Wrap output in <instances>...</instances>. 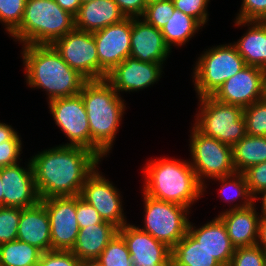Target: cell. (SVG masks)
<instances>
[{
  "label": "cell",
  "instance_id": "cell-1",
  "mask_svg": "<svg viewBox=\"0 0 266 266\" xmlns=\"http://www.w3.org/2000/svg\"><path fill=\"white\" fill-rule=\"evenodd\" d=\"M29 159L40 199L79 196L86 178L102 161L89 149L60 144Z\"/></svg>",
  "mask_w": 266,
  "mask_h": 266
},
{
  "label": "cell",
  "instance_id": "cell-2",
  "mask_svg": "<svg viewBox=\"0 0 266 266\" xmlns=\"http://www.w3.org/2000/svg\"><path fill=\"white\" fill-rule=\"evenodd\" d=\"M21 58L27 86L43 89L48 102L80 94L88 81L72 69L51 44L22 46Z\"/></svg>",
  "mask_w": 266,
  "mask_h": 266
},
{
  "label": "cell",
  "instance_id": "cell-3",
  "mask_svg": "<svg viewBox=\"0 0 266 266\" xmlns=\"http://www.w3.org/2000/svg\"><path fill=\"white\" fill-rule=\"evenodd\" d=\"M90 128V151L107 157L124 116L126 102L106 80H88L80 92Z\"/></svg>",
  "mask_w": 266,
  "mask_h": 266
},
{
  "label": "cell",
  "instance_id": "cell-4",
  "mask_svg": "<svg viewBox=\"0 0 266 266\" xmlns=\"http://www.w3.org/2000/svg\"><path fill=\"white\" fill-rule=\"evenodd\" d=\"M150 159L143 168V193L151 198L191 208L203 195L189 161L175 158Z\"/></svg>",
  "mask_w": 266,
  "mask_h": 266
},
{
  "label": "cell",
  "instance_id": "cell-5",
  "mask_svg": "<svg viewBox=\"0 0 266 266\" xmlns=\"http://www.w3.org/2000/svg\"><path fill=\"white\" fill-rule=\"evenodd\" d=\"M74 29V15L54 0H27L21 24L10 36L22 46L46 45Z\"/></svg>",
  "mask_w": 266,
  "mask_h": 266
},
{
  "label": "cell",
  "instance_id": "cell-6",
  "mask_svg": "<svg viewBox=\"0 0 266 266\" xmlns=\"http://www.w3.org/2000/svg\"><path fill=\"white\" fill-rule=\"evenodd\" d=\"M192 79L197 98L212 96L230 77L246 66L233 43L205 49L194 64Z\"/></svg>",
  "mask_w": 266,
  "mask_h": 266
},
{
  "label": "cell",
  "instance_id": "cell-7",
  "mask_svg": "<svg viewBox=\"0 0 266 266\" xmlns=\"http://www.w3.org/2000/svg\"><path fill=\"white\" fill-rule=\"evenodd\" d=\"M193 125L204 135L234 146L246 135L244 108L217 101L212 96L198 98Z\"/></svg>",
  "mask_w": 266,
  "mask_h": 266
},
{
  "label": "cell",
  "instance_id": "cell-8",
  "mask_svg": "<svg viewBox=\"0 0 266 266\" xmlns=\"http://www.w3.org/2000/svg\"><path fill=\"white\" fill-rule=\"evenodd\" d=\"M190 131L191 161L189 159V162L199 183L203 186L204 196V193L207 192V181L236 172L233 164V148L213 137L202 134L194 125L191 126Z\"/></svg>",
  "mask_w": 266,
  "mask_h": 266
},
{
  "label": "cell",
  "instance_id": "cell-9",
  "mask_svg": "<svg viewBox=\"0 0 266 266\" xmlns=\"http://www.w3.org/2000/svg\"><path fill=\"white\" fill-rule=\"evenodd\" d=\"M142 196L145 214L144 227L140 229L172 249L187 233L191 209L151 198L143 192Z\"/></svg>",
  "mask_w": 266,
  "mask_h": 266
},
{
  "label": "cell",
  "instance_id": "cell-10",
  "mask_svg": "<svg viewBox=\"0 0 266 266\" xmlns=\"http://www.w3.org/2000/svg\"><path fill=\"white\" fill-rule=\"evenodd\" d=\"M47 103L55 124L69 140V143L60 145L90 150L89 121L81 94L56 98Z\"/></svg>",
  "mask_w": 266,
  "mask_h": 266
},
{
  "label": "cell",
  "instance_id": "cell-11",
  "mask_svg": "<svg viewBox=\"0 0 266 266\" xmlns=\"http://www.w3.org/2000/svg\"><path fill=\"white\" fill-rule=\"evenodd\" d=\"M51 45L72 69L87 80H99V59L93 33L74 29Z\"/></svg>",
  "mask_w": 266,
  "mask_h": 266
},
{
  "label": "cell",
  "instance_id": "cell-12",
  "mask_svg": "<svg viewBox=\"0 0 266 266\" xmlns=\"http://www.w3.org/2000/svg\"><path fill=\"white\" fill-rule=\"evenodd\" d=\"M98 168L86 178L79 196L92 205L104 221L121 228L128 223L123 211L122 195Z\"/></svg>",
  "mask_w": 266,
  "mask_h": 266
},
{
  "label": "cell",
  "instance_id": "cell-13",
  "mask_svg": "<svg viewBox=\"0 0 266 266\" xmlns=\"http://www.w3.org/2000/svg\"><path fill=\"white\" fill-rule=\"evenodd\" d=\"M132 17L93 32L99 59V80L106 79L117 65L130 57Z\"/></svg>",
  "mask_w": 266,
  "mask_h": 266
},
{
  "label": "cell",
  "instance_id": "cell-14",
  "mask_svg": "<svg viewBox=\"0 0 266 266\" xmlns=\"http://www.w3.org/2000/svg\"><path fill=\"white\" fill-rule=\"evenodd\" d=\"M265 77L264 69L246 65L227 79L212 97L225 104L248 107L265 98Z\"/></svg>",
  "mask_w": 266,
  "mask_h": 266
},
{
  "label": "cell",
  "instance_id": "cell-15",
  "mask_svg": "<svg viewBox=\"0 0 266 266\" xmlns=\"http://www.w3.org/2000/svg\"><path fill=\"white\" fill-rule=\"evenodd\" d=\"M48 212L52 250L71 251L79 233L76 196L51 197L40 201Z\"/></svg>",
  "mask_w": 266,
  "mask_h": 266
},
{
  "label": "cell",
  "instance_id": "cell-16",
  "mask_svg": "<svg viewBox=\"0 0 266 266\" xmlns=\"http://www.w3.org/2000/svg\"><path fill=\"white\" fill-rule=\"evenodd\" d=\"M3 192V206L28 208L38 204L39 197L31 161L25 167L20 162L0 168Z\"/></svg>",
  "mask_w": 266,
  "mask_h": 266
},
{
  "label": "cell",
  "instance_id": "cell-17",
  "mask_svg": "<svg viewBox=\"0 0 266 266\" xmlns=\"http://www.w3.org/2000/svg\"><path fill=\"white\" fill-rule=\"evenodd\" d=\"M140 227L127 223L118 229L127 244L133 266H171L172 249Z\"/></svg>",
  "mask_w": 266,
  "mask_h": 266
},
{
  "label": "cell",
  "instance_id": "cell-18",
  "mask_svg": "<svg viewBox=\"0 0 266 266\" xmlns=\"http://www.w3.org/2000/svg\"><path fill=\"white\" fill-rule=\"evenodd\" d=\"M163 64L156 62H143L127 57L108 73L106 80L116 92H137L157 83L163 72Z\"/></svg>",
  "mask_w": 266,
  "mask_h": 266
},
{
  "label": "cell",
  "instance_id": "cell-19",
  "mask_svg": "<svg viewBox=\"0 0 266 266\" xmlns=\"http://www.w3.org/2000/svg\"><path fill=\"white\" fill-rule=\"evenodd\" d=\"M130 57L143 62L165 64L172 52L166 45L160 29L148 24L143 18H132Z\"/></svg>",
  "mask_w": 266,
  "mask_h": 266
},
{
  "label": "cell",
  "instance_id": "cell-20",
  "mask_svg": "<svg viewBox=\"0 0 266 266\" xmlns=\"http://www.w3.org/2000/svg\"><path fill=\"white\" fill-rule=\"evenodd\" d=\"M255 203L245 208L225 210L217 215L223 221L235 248L257 245L262 213L257 212Z\"/></svg>",
  "mask_w": 266,
  "mask_h": 266
},
{
  "label": "cell",
  "instance_id": "cell-21",
  "mask_svg": "<svg viewBox=\"0 0 266 266\" xmlns=\"http://www.w3.org/2000/svg\"><path fill=\"white\" fill-rule=\"evenodd\" d=\"M190 222L187 232L213 255L222 266H229L235 247L232 245L223 221L216 216L200 227Z\"/></svg>",
  "mask_w": 266,
  "mask_h": 266
},
{
  "label": "cell",
  "instance_id": "cell-22",
  "mask_svg": "<svg viewBox=\"0 0 266 266\" xmlns=\"http://www.w3.org/2000/svg\"><path fill=\"white\" fill-rule=\"evenodd\" d=\"M17 240L38 248L42 253L52 250L48 212L41 202L21 210Z\"/></svg>",
  "mask_w": 266,
  "mask_h": 266
},
{
  "label": "cell",
  "instance_id": "cell-23",
  "mask_svg": "<svg viewBox=\"0 0 266 266\" xmlns=\"http://www.w3.org/2000/svg\"><path fill=\"white\" fill-rule=\"evenodd\" d=\"M74 17L75 29L90 33L126 18L114 0H92L82 3Z\"/></svg>",
  "mask_w": 266,
  "mask_h": 266
},
{
  "label": "cell",
  "instance_id": "cell-24",
  "mask_svg": "<svg viewBox=\"0 0 266 266\" xmlns=\"http://www.w3.org/2000/svg\"><path fill=\"white\" fill-rule=\"evenodd\" d=\"M236 26H248L243 36L233 44L245 64L266 71V21L234 20Z\"/></svg>",
  "mask_w": 266,
  "mask_h": 266
},
{
  "label": "cell",
  "instance_id": "cell-25",
  "mask_svg": "<svg viewBox=\"0 0 266 266\" xmlns=\"http://www.w3.org/2000/svg\"><path fill=\"white\" fill-rule=\"evenodd\" d=\"M118 229L107 221L80 228L71 252L80 260H96L118 233Z\"/></svg>",
  "mask_w": 266,
  "mask_h": 266
},
{
  "label": "cell",
  "instance_id": "cell-26",
  "mask_svg": "<svg viewBox=\"0 0 266 266\" xmlns=\"http://www.w3.org/2000/svg\"><path fill=\"white\" fill-rule=\"evenodd\" d=\"M171 266H222L188 232L172 248Z\"/></svg>",
  "mask_w": 266,
  "mask_h": 266
},
{
  "label": "cell",
  "instance_id": "cell-27",
  "mask_svg": "<svg viewBox=\"0 0 266 266\" xmlns=\"http://www.w3.org/2000/svg\"><path fill=\"white\" fill-rule=\"evenodd\" d=\"M201 28L203 26L196 19L174 9L166 25L162 27L161 33L166 45L172 50V46L182 47L189 42Z\"/></svg>",
  "mask_w": 266,
  "mask_h": 266
},
{
  "label": "cell",
  "instance_id": "cell-28",
  "mask_svg": "<svg viewBox=\"0 0 266 266\" xmlns=\"http://www.w3.org/2000/svg\"><path fill=\"white\" fill-rule=\"evenodd\" d=\"M232 148L236 172L242 173L252 165L266 162V136L246 134Z\"/></svg>",
  "mask_w": 266,
  "mask_h": 266
},
{
  "label": "cell",
  "instance_id": "cell-29",
  "mask_svg": "<svg viewBox=\"0 0 266 266\" xmlns=\"http://www.w3.org/2000/svg\"><path fill=\"white\" fill-rule=\"evenodd\" d=\"M212 180L220 182L219 196L224 202L231 205V203L233 204L241 199V202H236V204L229 206L230 208L226 210L245 208L255 202V199L249 193L248 185L243 173L235 172L232 175Z\"/></svg>",
  "mask_w": 266,
  "mask_h": 266
},
{
  "label": "cell",
  "instance_id": "cell-30",
  "mask_svg": "<svg viewBox=\"0 0 266 266\" xmlns=\"http://www.w3.org/2000/svg\"><path fill=\"white\" fill-rule=\"evenodd\" d=\"M42 252L20 240L0 244L2 266H37Z\"/></svg>",
  "mask_w": 266,
  "mask_h": 266
},
{
  "label": "cell",
  "instance_id": "cell-31",
  "mask_svg": "<svg viewBox=\"0 0 266 266\" xmlns=\"http://www.w3.org/2000/svg\"><path fill=\"white\" fill-rule=\"evenodd\" d=\"M102 266H133L123 237L117 233L96 259Z\"/></svg>",
  "mask_w": 266,
  "mask_h": 266
},
{
  "label": "cell",
  "instance_id": "cell-32",
  "mask_svg": "<svg viewBox=\"0 0 266 266\" xmlns=\"http://www.w3.org/2000/svg\"><path fill=\"white\" fill-rule=\"evenodd\" d=\"M246 134L266 136V98L244 108Z\"/></svg>",
  "mask_w": 266,
  "mask_h": 266
},
{
  "label": "cell",
  "instance_id": "cell-33",
  "mask_svg": "<svg viewBox=\"0 0 266 266\" xmlns=\"http://www.w3.org/2000/svg\"><path fill=\"white\" fill-rule=\"evenodd\" d=\"M27 0H0V23L7 34H11L23 18Z\"/></svg>",
  "mask_w": 266,
  "mask_h": 266
},
{
  "label": "cell",
  "instance_id": "cell-34",
  "mask_svg": "<svg viewBox=\"0 0 266 266\" xmlns=\"http://www.w3.org/2000/svg\"><path fill=\"white\" fill-rule=\"evenodd\" d=\"M22 208L0 206V244L17 239Z\"/></svg>",
  "mask_w": 266,
  "mask_h": 266
},
{
  "label": "cell",
  "instance_id": "cell-35",
  "mask_svg": "<svg viewBox=\"0 0 266 266\" xmlns=\"http://www.w3.org/2000/svg\"><path fill=\"white\" fill-rule=\"evenodd\" d=\"M174 3L172 0H164L149 4L146 6L143 18L148 24L157 29H162L174 12Z\"/></svg>",
  "mask_w": 266,
  "mask_h": 266
},
{
  "label": "cell",
  "instance_id": "cell-36",
  "mask_svg": "<svg viewBox=\"0 0 266 266\" xmlns=\"http://www.w3.org/2000/svg\"><path fill=\"white\" fill-rule=\"evenodd\" d=\"M266 251L258 245L235 248L229 266H265Z\"/></svg>",
  "mask_w": 266,
  "mask_h": 266
},
{
  "label": "cell",
  "instance_id": "cell-37",
  "mask_svg": "<svg viewBox=\"0 0 266 266\" xmlns=\"http://www.w3.org/2000/svg\"><path fill=\"white\" fill-rule=\"evenodd\" d=\"M175 9L196 19L202 26L209 21L208 5L210 0H172Z\"/></svg>",
  "mask_w": 266,
  "mask_h": 266
},
{
  "label": "cell",
  "instance_id": "cell-38",
  "mask_svg": "<svg viewBox=\"0 0 266 266\" xmlns=\"http://www.w3.org/2000/svg\"><path fill=\"white\" fill-rule=\"evenodd\" d=\"M21 135L18 132L8 141L0 144V168L15 165L22 161L20 159L22 151Z\"/></svg>",
  "mask_w": 266,
  "mask_h": 266
},
{
  "label": "cell",
  "instance_id": "cell-39",
  "mask_svg": "<svg viewBox=\"0 0 266 266\" xmlns=\"http://www.w3.org/2000/svg\"><path fill=\"white\" fill-rule=\"evenodd\" d=\"M242 173L245 176L249 193L254 199L266 190V162L252 165Z\"/></svg>",
  "mask_w": 266,
  "mask_h": 266
},
{
  "label": "cell",
  "instance_id": "cell-40",
  "mask_svg": "<svg viewBox=\"0 0 266 266\" xmlns=\"http://www.w3.org/2000/svg\"><path fill=\"white\" fill-rule=\"evenodd\" d=\"M236 20L266 21V0H242Z\"/></svg>",
  "mask_w": 266,
  "mask_h": 266
},
{
  "label": "cell",
  "instance_id": "cell-41",
  "mask_svg": "<svg viewBox=\"0 0 266 266\" xmlns=\"http://www.w3.org/2000/svg\"><path fill=\"white\" fill-rule=\"evenodd\" d=\"M79 262L71 251L51 250L41 254L37 266H78Z\"/></svg>",
  "mask_w": 266,
  "mask_h": 266
},
{
  "label": "cell",
  "instance_id": "cell-42",
  "mask_svg": "<svg viewBox=\"0 0 266 266\" xmlns=\"http://www.w3.org/2000/svg\"><path fill=\"white\" fill-rule=\"evenodd\" d=\"M76 218L79 228L104 222L98 211L80 196H76Z\"/></svg>",
  "mask_w": 266,
  "mask_h": 266
},
{
  "label": "cell",
  "instance_id": "cell-43",
  "mask_svg": "<svg viewBox=\"0 0 266 266\" xmlns=\"http://www.w3.org/2000/svg\"><path fill=\"white\" fill-rule=\"evenodd\" d=\"M120 11L125 15V17L138 18L142 17L145 9L146 3L144 0H114Z\"/></svg>",
  "mask_w": 266,
  "mask_h": 266
},
{
  "label": "cell",
  "instance_id": "cell-44",
  "mask_svg": "<svg viewBox=\"0 0 266 266\" xmlns=\"http://www.w3.org/2000/svg\"><path fill=\"white\" fill-rule=\"evenodd\" d=\"M62 9L76 15L82 4L81 0H54Z\"/></svg>",
  "mask_w": 266,
  "mask_h": 266
},
{
  "label": "cell",
  "instance_id": "cell-45",
  "mask_svg": "<svg viewBox=\"0 0 266 266\" xmlns=\"http://www.w3.org/2000/svg\"><path fill=\"white\" fill-rule=\"evenodd\" d=\"M257 245L266 251V214L262 213L259 222V235Z\"/></svg>",
  "mask_w": 266,
  "mask_h": 266
},
{
  "label": "cell",
  "instance_id": "cell-46",
  "mask_svg": "<svg viewBox=\"0 0 266 266\" xmlns=\"http://www.w3.org/2000/svg\"><path fill=\"white\" fill-rule=\"evenodd\" d=\"M17 131L6 123L0 122V144L10 140Z\"/></svg>",
  "mask_w": 266,
  "mask_h": 266
},
{
  "label": "cell",
  "instance_id": "cell-47",
  "mask_svg": "<svg viewBox=\"0 0 266 266\" xmlns=\"http://www.w3.org/2000/svg\"><path fill=\"white\" fill-rule=\"evenodd\" d=\"M259 199H261V212L260 213H264L266 214V190H264L262 193H260L256 198H255V202L259 201Z\"/></svg>",
  "mask_w": 266,
  "mask_h": 266
},
{
  "label": "cell",
  "instance_id": "cell-48",
  "mask_svg": "<svg viewBox=\"0 0 266 266\" xmlns=\"http://www.w3.org/2000/svg\"><path fill=\"white\" fill-rule=\"evenodd\" d=\"M78 266H102L96 260H80Z\"/></svg>",
  "mask_w": 266,
  "mask_h": 266
},
{
  "label": "cell",
  "instance_id": "cell-49",
  "mask_svg": "<svg viewBox=\"0 0 266 266\" xmlns=\"http://www.w3.org/2000/svg\"><path fill=\"white\" fill-rule=\"evenodd\" d=\"M0 206H3V192H2L1 175H0Z\"/></svg>",
  "mask_w": 266,
  "mask_h": 266
},
{
  "label": "cell",
  "instance_id": "cell-50",
  "mask_svg": "<svg viewBox=\"0 0 266 266\" xmlns=\"http://www.w3.org/2000/svg\"><path fill=\"white\" fill-rule=\"evenodd\" d=\"M146 3V6L155 2L164 1V0H144Z\"/></svg>",
  "mask_w": 266,
  "mask_h": 266
},
{
  "label": "cell",
  "instance_id": "cell-51",
  "mask_svg": "<svg viewBox=\"0 0 266 266\" xmlns=\"http://www.w3.org/2000/svg\"><path fill=\"white\" fill-rule=\"evenodd\" d=\"M88 1H92V0H81L82 3L88 2Z\"/></svg>",
  "mask_w": 266,
  "mask_h": 266
},
{
  "label": "cell",
  "instance_id": "cell-52",
  "mask_svg": "<svg viewBox=\"0 0 266 266\" xmlns=\"http://www.w3.org/2000/svg\"><path fill=\"white\" fill-rule=\"evenodd\" d=\"M265 98H266V77H265Z\"/></svg>",
  "mask_w": 266,
  "mask_h": 266
}]
</instances>
